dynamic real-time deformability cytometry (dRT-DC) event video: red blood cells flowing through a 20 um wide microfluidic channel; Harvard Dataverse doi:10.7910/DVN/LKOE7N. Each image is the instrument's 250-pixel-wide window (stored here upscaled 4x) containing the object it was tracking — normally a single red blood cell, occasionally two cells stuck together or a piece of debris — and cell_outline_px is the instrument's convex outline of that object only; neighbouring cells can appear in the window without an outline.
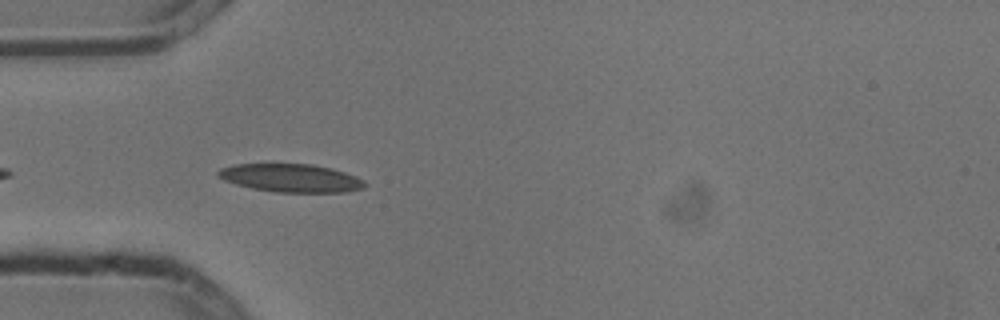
{"species": "common noctule bat (a hibernating species)", "species_latin": "Nyctalus noctula", "temperature_condition": "cold", "stored_images_in_passage": 5, "camera_frame_rate_fps": 3000, "um_per_image_px": 0.085, "animal": {"sex": "male", "body_mass_g": 13.3}, "frame": {"image": 1, "passage_image": 4, "time_ms": 1.0, "image_size_px": [1000, 320], "cell_outline_px": [[368, 184], [364, 188], [348, 192], [276, 192], [252, 188], [236, 184], [224, 180], [216, 176], [216, 172], [220, 168], [236, 164], [312, 164], [332, 168], [356, 176], [364, 180]], "centroid_in_image_um": [24.75, 15.13], "position_along_channel_um": 60.3, "area_um2": 24.22}}
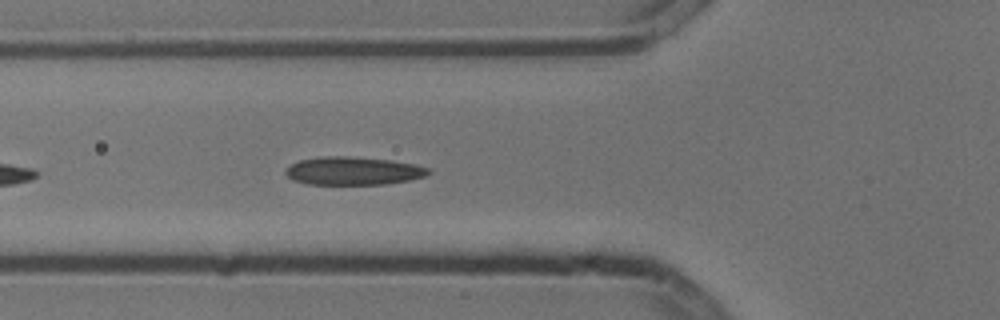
{"frame": {"image": 2, "passage_image": 5, "time_ms": 1.333, "image_size_px": [1000, 320], "cell_outline_px": [[432, 172], [424, 176], [408, 180], [384, 184], [304, 184], [292, 180], [284, 172], [292, 164], [300, 160], [324, 156], [348, 156], [388, 160], [412, 164], [428, 168]], "centroid_in_image_um": [29.99, 14.53], "position_along_channel_um": 95.8, "area_um2": 23.12}}